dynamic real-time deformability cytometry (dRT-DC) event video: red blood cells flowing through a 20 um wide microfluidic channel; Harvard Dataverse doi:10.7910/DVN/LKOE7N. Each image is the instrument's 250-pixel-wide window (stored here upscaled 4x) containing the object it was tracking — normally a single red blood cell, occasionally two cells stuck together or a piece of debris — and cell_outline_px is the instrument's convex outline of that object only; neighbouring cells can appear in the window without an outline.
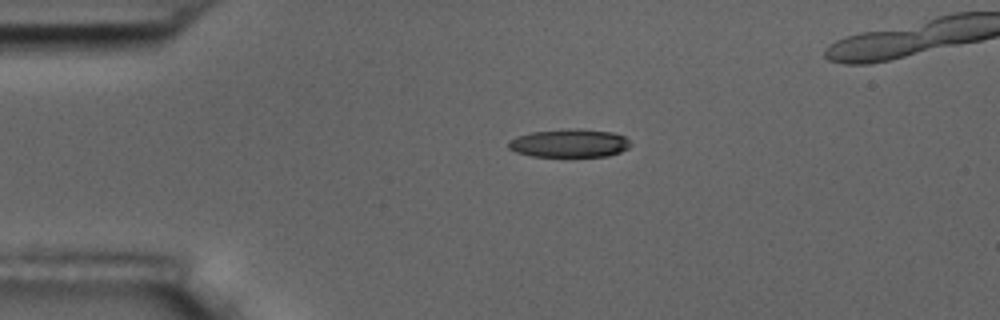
{"species": "common noctule bat (a hibernating species)", "species_latin": "Nyctalus noctula", "temperature_condition": "room temperature", "stored_images_in_passage": 2, "camera_frame_rate_fps": 3000, "um_per_image_px": 0.085, "animal": {"sex": "male", "body_mass_g": 17.5, "forearm_length_mm": 52.3}, "frame": {"image": 1, "passage_image": 1, "time_ms": 0.0, "image_size_px": [1000, 320], "cell_outline_px": [[632, 144], [628, 148], [620, 152], [608, 156], [532, 156], [516, 152], [508, 148], [508, 140], [516, 136], [532, 132], [568, 128], [580, 128], [612, 132], [624, 136]], "centroid_in_image_um": [48.39, 12.16], "position_along_channel_um": 36.6, "area_um2": 20.23}}